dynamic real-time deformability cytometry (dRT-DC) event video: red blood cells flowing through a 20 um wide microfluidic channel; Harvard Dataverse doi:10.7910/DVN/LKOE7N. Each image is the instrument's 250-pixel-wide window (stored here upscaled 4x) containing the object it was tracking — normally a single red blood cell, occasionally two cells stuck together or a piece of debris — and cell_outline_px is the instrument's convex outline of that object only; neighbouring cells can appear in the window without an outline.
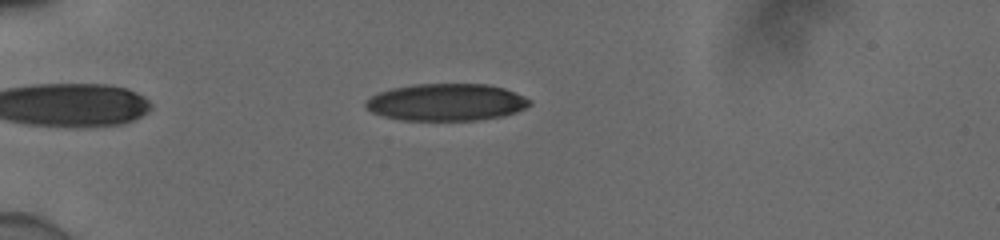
{"species": "human", "species_latin": "Homo sapiens", "temperature_condition": "cold", "stored_images_in_passage": 47, "camera_frame_rate_fps": 3000, "um_per_image_px": 0.085, "donor": {"sex": "male"}, "frame": {"image": 1, "passage_image": 9, "time_ms": 2.667, "image_size_px": [1000, 240], "cell_outline_px": [[532, 104], [516, 112], [500, 116], [476, 120], [400, 120], [384, 116], [372, 112], [364, 108], [364, 100], [376, 92], [392, 88], [416, 84], [488, 84], [504, 88], [524, 96], [532, 100]], "centroid_in_image_um": [37.89, 8.68], "position_along_channel_um": 47.1, "area_um2": 35.66}}
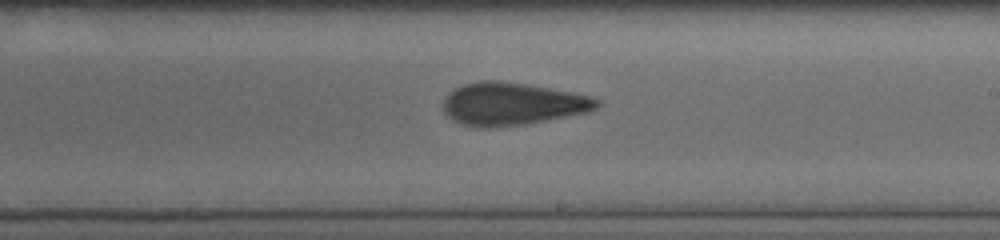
{"frame": {"image": 2, "passage_image": 27, "time_ms": 8.667, "image_size_px": [1000, 240], "cell_outline_px": [[600, 104], [596, 108], [588, 112], [528, 124], [488, 128], [476, 128], [452, 120], [444, 112], [444, 96], [448, 92], [464, 84], [480, 80], [496, 80], [524, 84], [572, 92], [592, 96], [600, 100]], "centroid_in_image_um": [43.53, 8.84], "position_along_channel_um": 245.5, "area_um2": 38.32}}
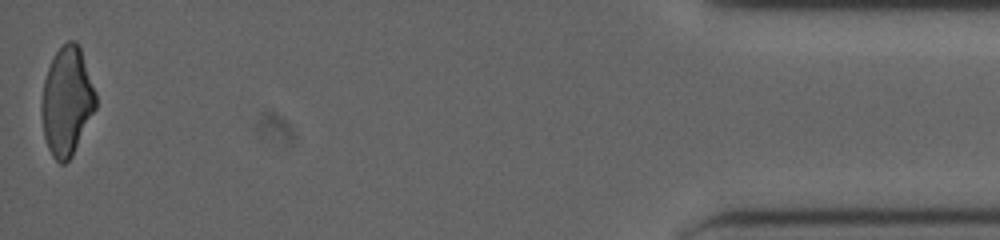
{"frame": {"image": 3, "passage_image": 47, "time_ms": 15.333, "image_size_px": [1000, 240], "cell_outline_px": [[96, 108], [72, 156], [64, 164], [60, 164], [52, 156], [48, 148], [44, 136], [40, 112], [40, 100], [44, 80], [48, 68], [56, 52], [68, 40], [76, 40], [80, 48], [96, 92]], "centroid_in_image_um": [5.66, 8.62], "position_along_channel_um": 429.5, "area_um2": 34.33}, "authors_computed_cell_mechanics": {"area_um2": 36.4718, "velocity_mm_per_s": 3.9169, "shape_relaxation_time_tau1_ms": 8.6408, "shape_relaxation_time_tau2_ms": 2.3503, "deformation_change_tau1": 0.2293, "deformation_change_tau2": 0.1103}}